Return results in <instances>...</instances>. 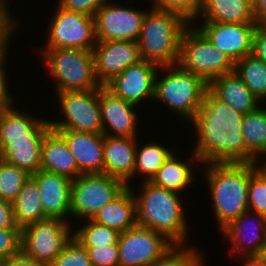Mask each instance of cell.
<instances>
[{"label":"cell","instance_id":"6da1fadb","mask_svg":"<svg viewBox=\"0 0 266 266\" xmlns=\"http://www.w3.org/2000/svg\"><path fill=\"white\" fill-rule=\"evenodd\" d=\"M243 114L220 101L209 90L188 123L193 129L191 150L206 163H246L242 135ZM195 140V142H194Z\"/></svg>","mask_w":266,"mask_h":266},{"label":"cell","instance_id":"7a4b0ae2","mask_svg":"<svg viewBox=\"0 0 266 266\" xmlns=\"http://www.w3.org/2000/svg\"><path fill=\"white\" fill-rule=\"evenodd\" d=\"M138 185L129 186L136 200V225L162 234L174 245H191L185 196L151 182Z\"/></svg>","mask_w":266,"mask_h":266},{"label":"cell","instance_id":"3957f363","mask_svg":"<svg viewBox=\"0 0 266 266\" xmlns=\"http://www.w3.org/2000/svg\"><path fill=\"white\" fill-rule=\"evenodd\" d=\"M200 174L220 232L248 210L249 163H206Z\"/></svg>","mask_w":266,"mask_h":266},{"label":"cell","instance_id":"277c9868","mask_svg":"<svg viewBox=\"0 0 266 266\" xmlns=\"http://www.w3.org/2000/svg\"><path fill=\"white\" fill-rule=\"evenodd\" d=\"M190 24L178 12L150 8L138 39L142 60L159 67L176 65L182 34Z\"/></svg>","mask_w":266,"mask_h":266},{"label":"cell","instance_id":"5b68a950","mask_svg":"<svg viewBox=\"0 0 266 266\" xmlns=\"http://www.w3.org/2000/svg\"><path fill=\"white\" fill-rule=\"evenodd\" d=\"M208 85L178 64L160 67L155 77L154 99L173 114L178 123L188 124L196 115ZM168 108V109H167ZM184 121V122H183Z\"/></svg>","mask_w":266,"mask_h":266},{"label":"cell","instance_id":"8992f818","mask_svg":"<svg viewBox=\"0 0 266 266\" xmlns=\"http://www.w3.org/2000/svg\"><path fill=\"white\" fill-rule=\"evenodd\" d=\"M54 84V93L99 89L95 75L94 56L91 50L55 48L35 49ZM46 67V68H45ZM48 71V72H47ZM49 76V77H48Z\"/></svg>","mask_w":266,"mask_h":266},{"label":"cell","instance_id":"52a82bcc","mask_svg":"<svg viewBox=\"0 0 266 266\" xmlns=\"http://www.w3.org/2000/svg\"><path fill=\"white\" fill-rule=\"evenodd\" d=\"M177 64L200 77L207 85L235 70V63L230 57L215 47L192 23L182 34Z\"/></svg>","mask_w":266,"mask_h":266},{"label":"cell","instance_id":"ba28073f","mask_svg":"<svg viewBox=\"0 0 266 266\" xmlns=\"http://www.w3.org/2000/svg\"><path fill=\"white\" fill-rule=\"evenodd\" d=\"M54 97L61 114L49 119L51 129L103 134L99 89L59 92Z\"/></svg>","mask_w":266,"mask_h":266},{"label":"cell","instance_id":"9c48e42d","mask_svg":"<svg viewBox=\"0 0 266 266\" xmlns=\"http://www.w3.org/2000/svg\"><path fill=\"white\" fill-rule=\"evenodd\" d=\"M127 186L107 174H81L71 184V224L92 219ZM76 222V223H75Z\"/></svg>","mask_w":266,"mask_h":266},{"label":"cell","instance_id":"30bf717a","mask_svg":"<svg viewBox=\"0 0 266 266\" xmlns=\"http://www.w3.org/2000/svg\"><path fill=\"white\" fill-rule=\"evenodd\" d=\"M55 9L47 22L45 44L39 49L72 48L93 50L96 45L94 17L61 8L55 1ZM51 18V19H50Z\"/></svg>","mask_w":266,"mask_h":266},{"label":"cell","instance_id":"8fae6325","mask_svg":"<svg viewBox=\"0 0 266 266\" xmlns=\"http://www.w3.org/2000/svg\"><path fill=\"white\" fill-rule=\"evenodd\" d=\"M74 226L59 218H46L21 230V251L49 266L73 237Z\"/></svg>","mask_w":266,"mask_h":266},{"label":"cell","instance_id":"7c38bea8","mask_svg":"<svg viewBox=\"0 0 266 266\" xmlns=\"http://www.w3.org/2000/svg\"><path fill=\"white\" fill-rule=\"evenodd\" d=\"M134 0H108L94 16L97 41H138L146 12L151 8L135 6ZM118 3V4H117ZM127 4V5H125ZM134 4V5H133ZM136 7V8H135Z\"/></svg>","mask_w":266,"mask_h":266},{"label":"cell","instance_id":"4fadbf2b","mask_svg":"<svg viewBox=\"0 0 266 266\" xmlns=\"http://www.w3.org/2000/svg\"><path fill=\"white\" fill-rule=\"evenodd\" d=\"M226 243L228 256L233 260L240 258H258L266 237V217L250 210L243 212L221 231ZM229 243V244H228Z\"/></svg>","mask_w":266,"mask_h":266},{"label":"cell","instance_id":"5bb4252c","mask_svg":"<svg viewBox=\"0 0 266 266\" xmlns=\"http://www.w3.org/2000/svg\"><path fill=\"white\" fill-rule=\"evenodd\" d=\"M173 246L162 234L136 225L119 235V266H149Z\"/></svg>","mask_w":266,"mask_h":266},{"label":"cell","instance_id":"9a60e30c","mask_svg":"<svg viewBox=\"0 0 266 266\" xmlns=\"http://www.w3.org/2000/svg\"><path fill=\"white\" fill-rule=\"evenodd\" d=\"M31 113L25 107L20 109L17 103L0 110V146L43 142L44 135L51 129L50 117Z\"/></svg>","mask_w":266,"mask_h":266},{"label":"cell","instance_id":"2e32d148","mask_svg":"<svg viewBox=\"0 0 266 266\" xmlns=\"http://www.w3.org/2000/svg\"><path fill=\"white\" fill-rule=\"evenodd\" d=\"M159 68L154 63L141 60L137 64L128 66L105 87L115 96L139 108L143 105V107L150 106L154 99L155 77Z\"/></svg>","mask_w":266,"mask_h":266},{"label":"cell","instance_id":"e0dca14e","mask_svg":"<svg viewBox=\"0 0 266 266\" xmlns=\"http://www.w3.org/2000/svg\"><path fill=\"white\" fill-rule=\"evenodd\" d=\"M99 106L103 135L127 138L139 137L141 131L138 126H142L140 120H143L141 118L145 116V113L141 115L138 106L115 96L105 86L99 88Z\"/></svg>","mask_w":266,"mask_h":266},{"label":"cell","instance_id":"ac0fdd59","mask_svg":"<svg viewBox=\"0 0 266 266\" xmlns=\"http://www.w3.org/2000/svg\"><path fill=\"white\" fill-rule=\"evenodd\" d=\"M192 24L234 63L252 54L253 34L258 23L192 22Z\"/></svg>","mask_w":266,"mask_h":266},{"label":"cell","instance_id":"d6986e66","mask_svg":"<svg viewBox=\"0 0 266 266\" xmlns=\"http://www.w3.org/2000/svg\"><path fill=\"white\" fill-rule=\"evenodd\" d=\"M92 52L95 75L101 86L142 60L138 41H97Z\"/></svg>","mask_w":266,"mask_h":266},{"label":"cell","instance_id":"ffe728a7","mask_svg":"<svg viewBox=\"0 0 266 266\" xmlns=\"http://www.w3.org/2000/svg\"><path fill=\"white\" fill-rule=\"evenodd\" d=\"M37 184L46 218H59L71 223V184L69 177L39 170L30 176Z\"/></svg>","mask_w":266,"mask_h":266},{"label":"cell","instance_id":"44dd1931","mask_svg":"<svg viewBox=\"0 0 266 266\" xmlns=\"http://www.w3.org/2000/svg\"><path fill=\"white\" fill-rule=\"evenodd\" d=\"M178 150L181 149H176L171 154L150 182L157 187L186 195L187 190H191V186L197 185L198 172L201 171L202 163L192 150L189 149L191 155H187L188 158L184 159L181 151Z\"/></svg>","mask_w":266,"mask_h":266},{"label":"cell","instance_id":"7402d4cb","mask_svg":"<svg viewBox=\"0 0 266 266\" xmlns=\"http://www.w3.org/2000/svg\"><path fill=\"white\" fill-rule=\"evenodd\" d=\"M67 142L81 174L104 173V135L74 130H55Z\"/></svg>","mask_w":266,"mask_h":266},{"label":"cell","instance_id":"603a6c76","mask_svg":"<svg viewBox=\"0 0 266 266\" xmlns=\"http://www.w3.org/2000/svg\"><path fill=\"white\" fill-rule=\"evenodd\" d=\"M137 140L104 135V174L121 180L127 187L134 185Z\"/></svg>","mask_w":266,"mask_h":266},{"label":"cell","instance_id":"cb8c5ba5","mask_svg":"<svg viewBox=\"0 0 266 266\" xmlns=\"http://www.w3.org/2000/svg\"><path fill=\"white\" fill-rule=\"evenodd\" d=\"M41 170L76 179L81 172L65 139L50 129L43 138L41 146Z\"/></svg>","mask_w":266,"mask_h":266},{"label":"cell","instance_id":"d4e9b609","mask_svg":"<svg viewBox=\"0 0 266 266\" xmlns=\"http://www.w3.org/2000/svg\"><path fill=\"white\" fill-rule=\"evenodd\" d=\"M208 90L243 115L262 105L235 71L214 79L208 85Z\"/></svg>","mask_w":266,"mask_h":266},{"label":"cell","instance_id":"484cf974","mask_svg":"<svg viewBox=\"0 0 266 266\" xmlns=\"http://www.w3.org/2000/svg\"><path fill=\"white\" fill-rule=\"evenodd\" d=\"M193 22L257 23L252 0H204L203 9Z\"/></svg>","mask_w":266,"mask_h":266},{"label":"cell","instance_id":"4316f807","mask_svg":"<svg viewBox=\"0 0 266 266\" xmlns=\"http://www.w3.org/2000/svg\"><path fill=\"white\" fill-rule=\"evenodd\" d=\"M122 233L136 226V200L130 187H126L91 219Z\"/></svg>","mask_w":266,"mask_h":266},{"label":"cell","instance_id":"83f0119b","mask_svg":"<svg viewBox=\"0 0 266 266\" xmlns=\"http://www.w3.org/2000/svg\"><path fill=\"white\" fill-rule=\"evenodd\" d=\"M142 138L143 137H139L137 140L134 168V181L139 183L150 182L165 161L177 149H172V146L171 148L167 146V142L164 143V140L162 142L161 140H155L152 137L141 143V141H143ZM151 138L152 140H150ZM137 176L139 177L137 178Z\"/></svg>","mask_w":266,"mask_h":266},{"label":"cell","instance_id":"f1b7e54d","mask_svg":"<svg viewBox=\"0 0 266 266\" xmlns=\"http://www.w3.org/2000/svg\"><path fill=\"white\" fill-rule=\"evenodd\" d=\"M242 135L246 145V163H265L266 104L243 115Z\"/></svg>","mask_w":266,"mask_h":266},{"label":"cell","instance_id":"f546056e","mask_svg":"<svg viewBox=\"0 0 266 266\" xmlns=\"http://www.w3.org/2000/svg\"><path fill=\"white\" fill-rule=\"evenodd\" d=\"M12 205L16 224L21 230L30 224L46 219L38 186L31 177L22 185Z\"/></svg>","mask_w":266,"mask_h":266},{"label":"cell","instance_id":"4dcf8cb0","mask_svg":"<svg viewBox=\"0 0 266 266\" xmlns=\"http://www.w3.org/2000/svg\"><path fill=\"white\" fill-rule=\"evenodd\" d=\"M234 71L252 94L266 104V63L250 54L235 63Z\"/></svg>","mask_w":266,"mask_h":266},{"label":"cell","instance_id":"1f68e13d","mask_svg":"<svg viewBox=\"0 0 266 266\" xmlns=\"http://www.w3.org/2000/svg\"><path fill=\"white\" fill-rule=\"evenodd\" d=\"M42 143H21L0 146V158L33 175L41 170Z\"/></svg>","mask_w":266,"mask_h":266},{"label":"cell","instance_id":"d6a6232c","mask_svg":"<svg viewBox=\"0 0 266 266\" xmlns=\"http://www.w3.org/2000/svg\"><path fill=\"white\" fill-rule=\"evenodd\" d=\"M81 222L82 223L75 224L73 228V237L84 247H102L118 243L120 235L118 231L96 223L91 219Z\"/></svg>","mask_w":266,"mask_h":266},{"label":"cell","instance_id":"836d02e7","mask_svg":"<svg viewBox=\"0 0 266 266\" xmlns=\"http://www.w3.org/2000/svg\"><path fill=\"white\" fill-rule=\"evenodd\" d=\"M248 210L266 217V165L249 163Z\"/></svg>","mask_w":266,"mask_h":266},{"label":"cell","instance_id":"e575fe53","mask_svg":"<svg viewBox=\"0 0 266 266\" xmlns=\"http://www.w3.org/2000/svg\"><path fill=\"white\" fill-rule=\"evenodd\" d=\"M207 253L193 245H174L149 266H205Z\"/></svg>","mask_w":266,"mask_h":266},{"label":"cell","instance_id":"d590c367","mask_svg":"<svg viewBox=\"0 0 266 266\" xmlns=\"http://www.w3.org/2000/svg\"><path fill=\"white\" fill-rule=\"evenodd\" d=\"M31 175L0 158V198L13 202Z\"/></svg>","mask_w":266,"mask_h":266},{"label":"cell","instance_id":"8d00e7d4","mask_svg":"<svg viewBox=\"0 0 266 266\" xmlns=\"http://www.w3.org/2000/svg\"><path fill=\"white\" fill-rule=\"evenodd\" d=\"M49 266H92V264L87 249L72 237Z\"/></svg>","mask_w":266,"mask_h":266},{"label":"cell","instance_id":"74e56055","mask_svg":"<svg viewBox=\"0 0 266 266\" xmlns=\"http://www.w3.org/2000/svg\"><path fill=\"white\" fill-rule=\"evenodd\" d=\"M151 8L175 11L192 23L201 13L204 0H147Z\"/></svg>","mask_w":266,"mask_h":266},{"label":"cell","instance_id":"f35d334b","mask_svg":"<svg viewBox=\"0 0 266 266\" xmlns=\"http://www.w3.org/2000/svg\"><path fill=\"white\" fill-rule=\"evenodd\" d=\"M11 48L12 47L9 46L8 48L0 51V110H3L4 108L12 106L16 102L17 103L19 102L18 100H16L18 98L14 97L16 96V94L15 95L13 94L14 93L13 91L14 89H16V87L12 88L11 85L13 81L8 79L9 74L11 75V73H9L7 69L9 68L8 66V62H10L9 55H11L9 51ZM10 82L11 84H9Z\"/></svg>","mask_w":266,"mask_h":266},{"label":"cell","instance_id":"ab89813d","mask_svg":"<svg viewBox=\"0 0 266 266\" xmlns=\"http://www.w3.org/2000/svg\"><path fill=\"white\" fill-rule=\"evenodd\" d=\"M16 15L0 4V51L11 46L19 28L22 30V16Z\"/></svg>","mask_w":266,"mask_h":266},{"label":"cell","instance_id":"60d3db41","mask_svg":"<svg viewBox=\"0 0 266 266\" xmlns=\"http://www.w3.org/2000/svg\"><path fill=\"white\" fill-rule=\"evenodd\" d=\"M92 266H119L118 243L102 247H85Z\"/></svg>","mask_w":266,"mask_h":266},{"label":"cell","instance_id":"b9f144b4","mask_svg":"<svg viewBox=\"0 0 266 266\" xmlns=\"http://www.w3.org/2000/svg\"><path fill=\"white\" fill-rule=\"evenodd\" d=\"M21 251V229H0V261Z\"/></svg>","mask_w":266,"mask_h":266},{"label":"cell","instance_id":"7bdbcfd3","mask_svg":"<svg viewBox=\"0 0 266 266\" xmlns=\"http://www.w3.org/2000/svg\"><path fill=\"white\" fill-rule=\"evenodd\" d=\"M66 11L79 12L94 17L96 11L108 0H56Z\"/></svg>","mask_w":266,"mask_h":266},{"label":"cell","instance_id":"ee69618b","mask_svg":"<svg viewBox=\"0 0 266 266\" xmlns=\"http://www.w3.org/2000/svg\"><path fill=\"white\" fill-rule=\"evenodd\" d=\"M252 54L266 63V25L257 24L254 30Z\"/></svg>","mask_w":266,"mask_h":266},{"label":"cell","instance_id":"f6af8a7d","mask_svg":"<svg viewBox=\"0 0 266 266\" xmlns=\"http://www.w3.org/2000/svg\"><path fill=\"white\" fill-rule=\"evenodd\" d=\"M0 229H20L15 221L11 201L0 198Z\"/></svg>","mask_w":266,"mask_h":266},{"label":"cell","instance_id":"bcb514c9","mask_svg":"<svg viewBox=\"0 0 266 266\" xmlns=\"http://www.w3.org/2000/svg\"><path fill=\"white\" fill-rule=\"evenodd\" d=\"M0 266H43L40 262L25 255L22 251L18 254L0 261Z\"/></svg>","mask_w":266,"mask_h":266},{"label":"cell","instance_id":"7dc6e473","mask_svg":"<svg viewBox=\"0 0 266 266\" xmlns=\"http://www.w3.org/2000/svg\"><path fill=\"white\" fill-rule=\"evenodd\" d=\"M252 2L257 23L266 25V0H252Z\"/></svg>","mask_w":266,"mask_h":266},{"label":"cell","instance_id":"c3c4849f","mask_svg":"<svg viewBox=\"0 0 266 266\" xmlns=\"http://www.w3.org/2000/svg\"><path fill=\"white\" fill-rule=\"evenodd\" d=\"M234 262H238L241 266H266V262L261 261L259 258H240L235 259Z\"/></svg>","mask_w":266,"mask_h":266},{"label":"cell","instance_id":"681fc988","mask_svg":"<svg viewBox=\"0 0 266 266\" xmlns=\"http://www.w3.org/2000/svg\"><path fill=\"white\" fill-rule=\"evenodd\" d=\"M10 1L11 0H0V4L3 5V6H5L12 13H15L14 12L15 11V9H14L15 6L11 5V3L14 2V0H12L11 2ZM11 6L13 7L12 9H11ZM12 10H14V11H12Z\"/></svg>","mask_w":266,"mask_h":266},{"label":"cell","instance_id":"f907efd6","mask_svg":"<svg viewBox=\"0 0 266 266\" xmlns=\"http://www.w3.org/2000/svg\"><path fill=\"white\" fill-rule=\"evenodd\" d=\"M258 258L261 261L266 262V237H265V241H264V244H263V249H262L261 254H260V256Z\"/></svg>","mask_w":266,"mask_h":266}]
</instances>
